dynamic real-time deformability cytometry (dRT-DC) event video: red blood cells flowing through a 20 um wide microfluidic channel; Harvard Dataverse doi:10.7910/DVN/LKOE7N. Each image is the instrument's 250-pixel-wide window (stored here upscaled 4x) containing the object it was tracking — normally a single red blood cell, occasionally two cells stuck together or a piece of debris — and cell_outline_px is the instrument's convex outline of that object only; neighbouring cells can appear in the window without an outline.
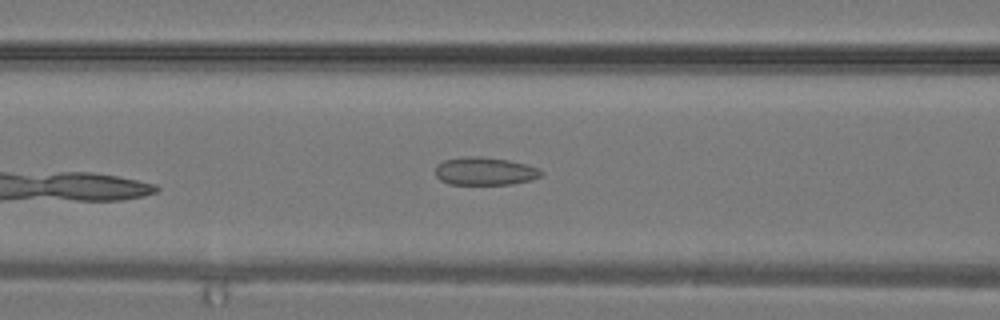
{"species": "common noctule bat (a hibernating species)", "species_latin": "Nyctalus noctula", "temperature_condition": "warm", "stored_images_in_passage": 19, "camera_frame_rate_fps": 3000, "um_per_image_px": 0.085, "animal": {"sex": "male", "body_mass_g": 19.2, "forearm_length_mm": 51.8}, "frame": {"image": 1, "passage_image": 4, "time_ms": 1.0, "image_size_px": [1000, 320], "cell_outline_px": [[544, 172], [540, 176], [532, 180], [512, 184], [448, 184], [440, 180], [436, 176], [436, 164], [444, 160], [464, 156], [480, 156], [508, 160], [540, 168]], "centroid_in_image_um": [41.21, 14.55], "position_along_channel_um": 125.4, "area_um2": 17.34}}
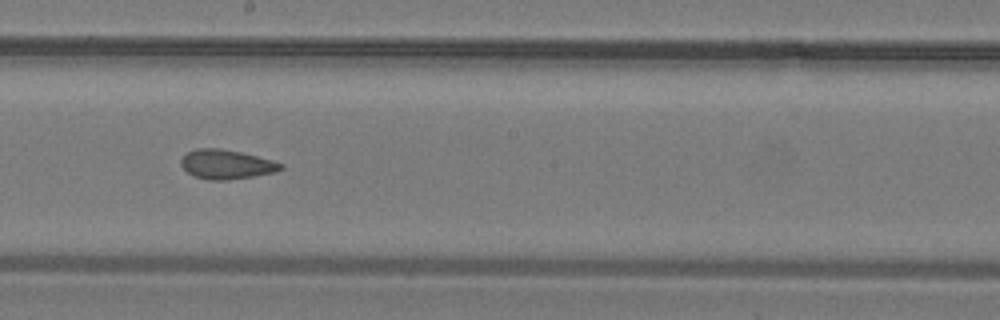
{"frame": {"image": 2, "passage_image": 9, "time_ms": 2.667, "image_size_px": [1000, 320], "cell_outline_px": [[284, 168], [276, 172], [228, 180], [208, 180], [196, 176], [188, 172], [180, 164], [180, 160], [188, 152], [196, 148], [220, 148], [240, 152], [272, 160], [284, 164]], "centroid_in_image_um": [19.26, 13.97], "position_along_channel_um": 228.9, "area_um2": 16.94}}
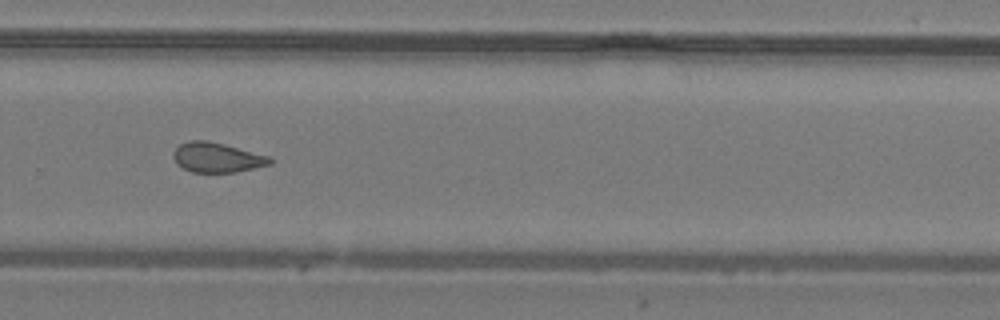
{"frame": {"image": 3, "passage_image": 13, "time_ms": 4.0, "image_size_px": [1000, 320], "cell_outline_px": [[272, 164], [236, 172], [192, 172], [176, 164], [172, 156], [172, 152], [180, 144], [188, 140], [208, 140], [272, 156]], "centroid_in_image_um": [18.45, 13.38], "position_along_channel_um": 311.3, "area_um2": 16.99}}